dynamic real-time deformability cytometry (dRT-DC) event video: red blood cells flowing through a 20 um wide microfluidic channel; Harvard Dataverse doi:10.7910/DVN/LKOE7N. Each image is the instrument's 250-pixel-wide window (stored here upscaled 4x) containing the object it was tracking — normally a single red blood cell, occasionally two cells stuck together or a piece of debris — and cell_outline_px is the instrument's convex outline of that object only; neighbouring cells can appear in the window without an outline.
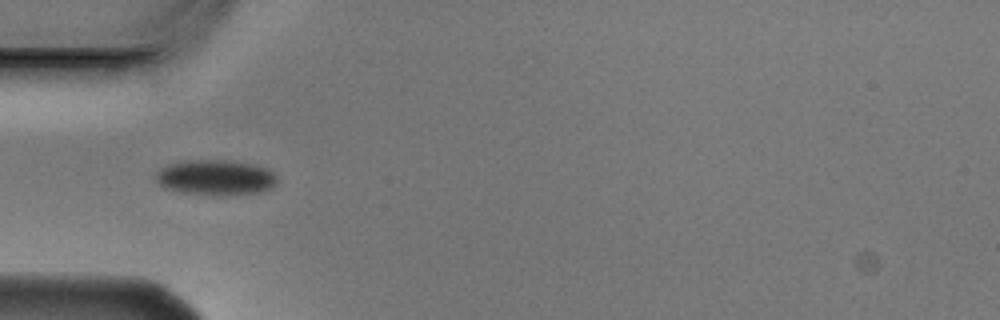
{"species": "Egyptian fruit bat (a non-hibernating species)", "species_latin": "Rousettus aegyptiacus", "temperature_condition": "cold", "stored_images_in_passage": 6, "camera_frame_rate_fps": 3000, "um_per_image_px": 0.085, "animal": {"sex": "male"}, "frame": {"image": 1, "passage_image": 4, "time_ms": 1.0, "image_size_px": [1000, 320], "cell_outline_px": [[276, 184], [272, 188], [260, 192], [216, 196], [180, 192], [164, 188], [152, 176], [160, 168], [168, 164], [180, 160], [224, 160], [248, 164], [264, 168], [272, 172], [276, 176]], "centroid_in_image_um": [18.25, 15.1], "position_along_channel_um": 66.8, "area_um2": 25.14}}
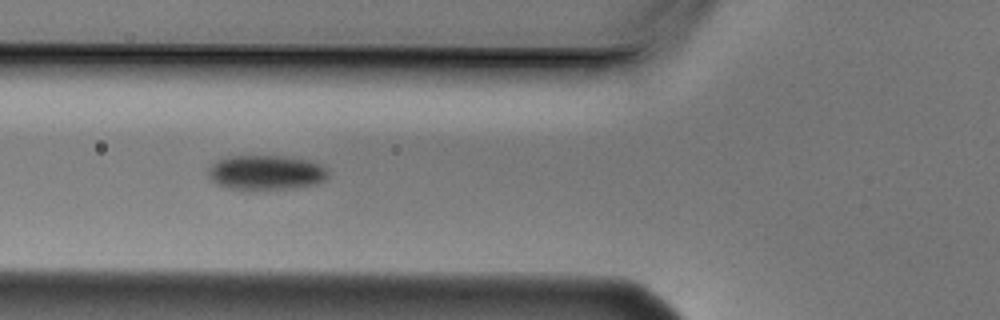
{"frame": {"image": 2, "passage_image": 5, "time_ms": 1.333, "image_size_px": [1000, 320], "cell_outline_px": [[328, 176], [324, 180], [316, 184], [304, 188], [228, 188], [216, 184], [208, 176], [208, 172], [212, 164], [228, 156], [284, 156], [308, 160], [320, 164], [328, 168]], "centroid_in_image_um": [22.67, 14.65], "position_along_channel_um": 103.1, "area_um2": 24.04}}
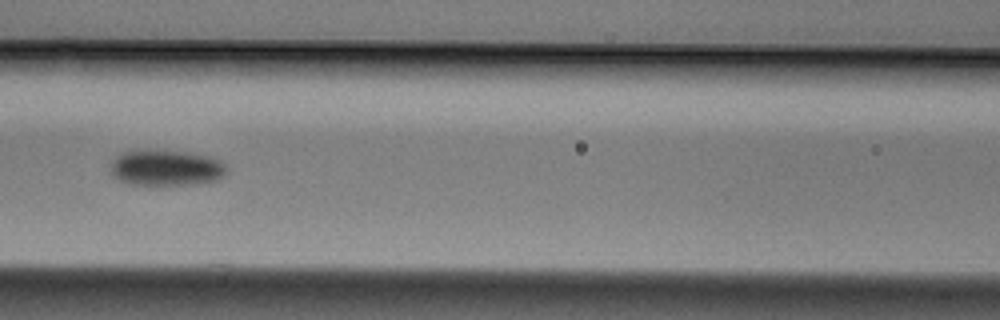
{"frame": {"image": 3, "passage_image": 6, "time_ms": 1.667, "image_size_px": [1000, 320], "cell_outline_px": [[228, 172], [224, 176], [216, 180], [196, 184], [128, 184], [112, 176], [112, 160], [120, 152], [192, 152], [212, 156], [220, 160], [228, 168]], "centroid_in_image_um": [14.19, 14.28], "position_along_channel_um": 152.4, "area_um2": 23.87}}